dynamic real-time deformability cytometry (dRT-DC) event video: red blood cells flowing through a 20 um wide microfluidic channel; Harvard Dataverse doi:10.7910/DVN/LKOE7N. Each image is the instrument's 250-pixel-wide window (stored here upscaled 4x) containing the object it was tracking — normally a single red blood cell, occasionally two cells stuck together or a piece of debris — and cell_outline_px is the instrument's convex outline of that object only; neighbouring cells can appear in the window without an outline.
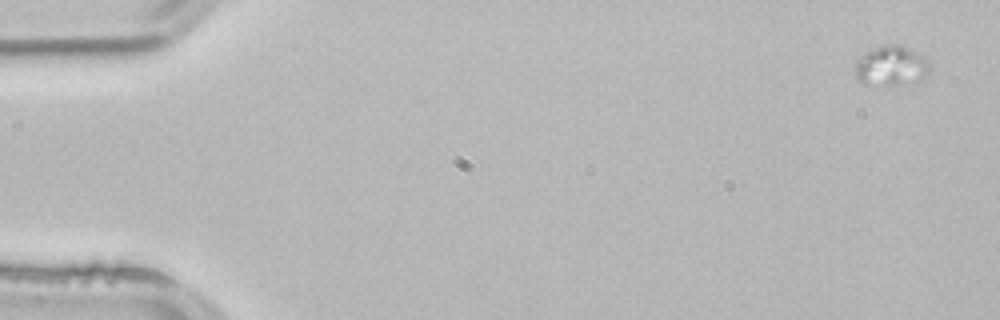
{"species": "common noctule bat (a hibernating species)", "species_latin": "Nyctalus noctula", "temperature_condition": "room temperature", "stored_images_in_passage": 4, "camera_frame_rate_fps": 3000, "um_per_image_px": 0.085, "animal": {"sex": "male", "body_mass_g": 21.5, "forearm_length_mm": 52.0}, "frame": {"image": 1, "passage_image": 1, "time_ms": 0.0, "image_size_px": [1000, 320], "cell_outline_px": [[928, 72], [920, 80], [896, 84], [864, 84], [856, 76], [856, 60], [864, 52], [872, 48], [884, 44], [900, 44], [924, 56], [928, 60]], "centroid_in_image_um": [75.72, 5.55], "position_along_channel_um": 9.3, "area_um2": 17.11}}
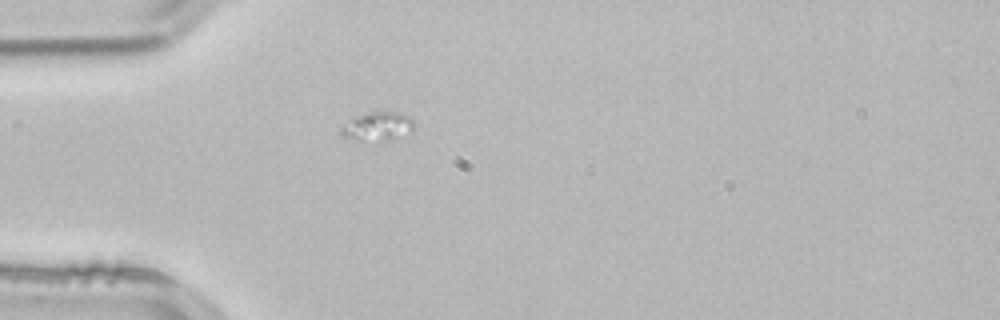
{"frame": {"image": 2, "passage_image": 4, "time_ms": 1.0, "image_size_px": [1000, 320], "cell_outline_px": [[412, 128], [388, 140], [360, 140], [340, 136], [340, 128], [356, 116], [368, 112], [396, 112], [412, 116]], "centroid_in_image_um": [32.03, 10.72], "position_along_channel_um": 53.0, "area_um2": 11.68}}